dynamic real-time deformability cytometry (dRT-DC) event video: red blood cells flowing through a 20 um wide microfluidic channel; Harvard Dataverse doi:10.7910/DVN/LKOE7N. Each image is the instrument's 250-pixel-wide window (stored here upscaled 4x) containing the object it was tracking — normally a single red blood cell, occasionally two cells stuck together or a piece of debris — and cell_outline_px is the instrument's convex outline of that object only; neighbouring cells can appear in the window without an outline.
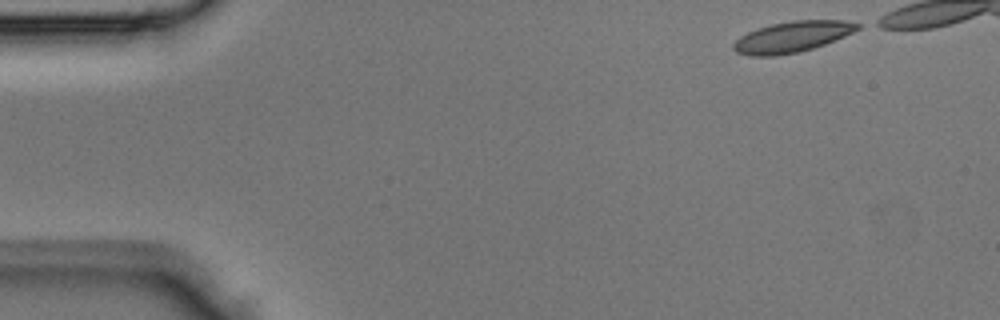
{"species": "Egyptian fruit bat (a non-hibernating species)", "species_latin": "Rousettus aegyptiacus", "temperature_condition": "room temperature", "stored_images_in_passage": 33, "camera_frame_rate_fps": 3000, "um_per_image_px": 0.085, "animal": {"sex": "male"}, "frame": {"image": 1, "passage_image": 1, "time_ms": 0.0, "image_size_px": [1000, 320], "cell_outline_px": [[860, 28], [844, 36], [824, 44], [800, 52], [772, 56], [748, 56], [736, 52], [732, 48], [732, 44], [740, 36], [756, 28], [772, 24], [792, 20], [844, 20], [860, 24]], "centroid_in_image_um": [67.29, 3.13], "position_along_channel_um": 17.7, "area_um2": 22.31}}
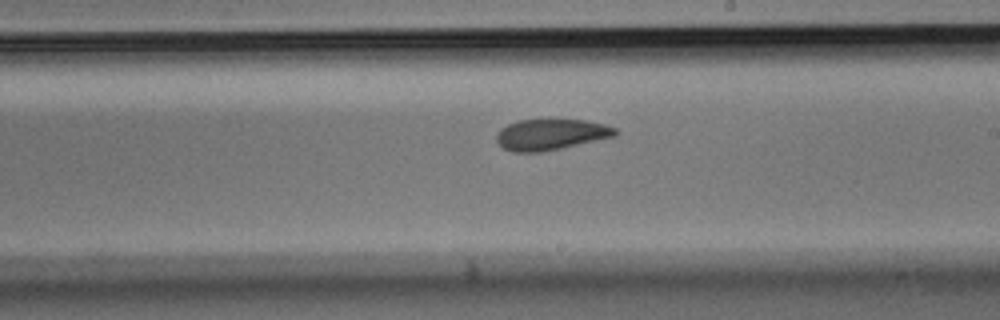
{"frame": {"image": 2, "passage_image": 22, "time_ms": 7.0, "image_size_px": [1000, 320], "cell_outline_px": [[620, 132], [616, 136], [560, 148], [540, 152], [512, 152], [504, 148], [496, 140], [496, 132], [500, 128], [508, 124], [520, 120], [584, 120], [604, 124], [616, 128]], "centroid_in_image_um": [46.82, 11.43], "position_along_channel_um": 242.2, "area_um2": 21.33}}
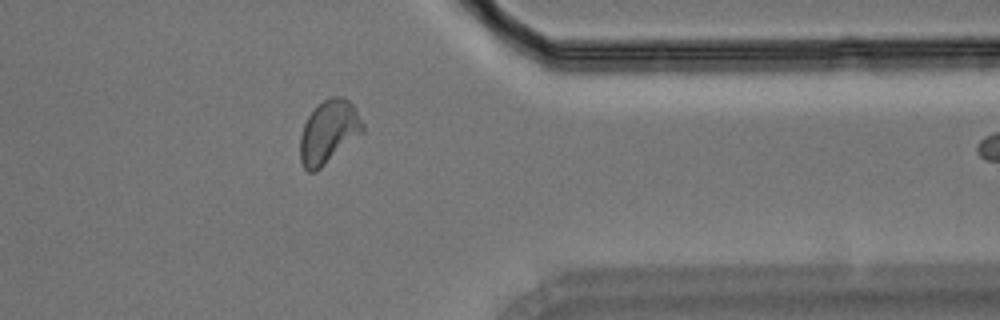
{"frame": {"image": 3, "passage_image": 32, "time_ms": 10.333, "image_size_px": [1000, 320], "cell_outline_px": [[364, 132], [316, 172], [308, 172], [304, 168], [300, 160], [300, 136], [304, 124], [308, 116], [324, 100], [332, 96], [340, 96], [348, 100], [352, 104], [364, 124]], "centroid_in_image_um": [27.94, 11.24], "position_along_channel_um": 383.5, "area_um2": 22.89}}